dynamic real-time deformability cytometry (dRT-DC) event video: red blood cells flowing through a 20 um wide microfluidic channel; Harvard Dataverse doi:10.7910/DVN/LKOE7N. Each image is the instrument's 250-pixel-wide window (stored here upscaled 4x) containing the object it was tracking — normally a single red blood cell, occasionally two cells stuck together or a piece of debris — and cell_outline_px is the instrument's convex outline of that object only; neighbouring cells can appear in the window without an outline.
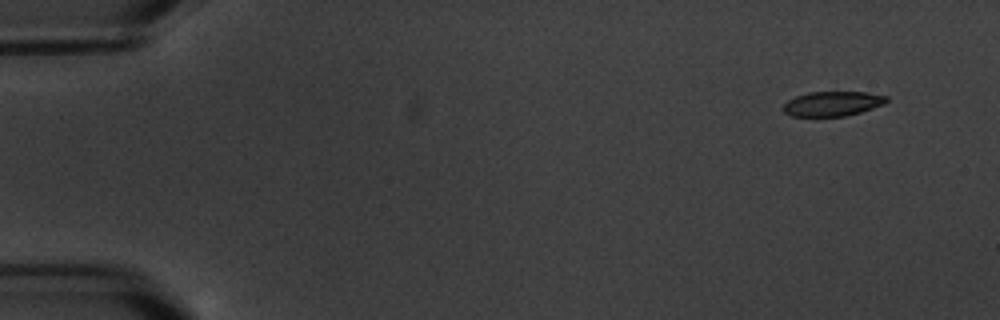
{"species": "common noctule bat (a hibernating species)", "species_latin": "Nyctalus noctula", "temperature_condition": "warm", "stored_images_in_passage": 5, "camera_frame_rate_fps": 3000, "um_per_image_px": 0.085, "animal": {"sex": "male", "body_mass_g": 20.1, "forearm_length_mm": 53.5}, "frame": {"image": 1, "passage_image": 1, "time_ms": 0.0, "image_size_px": [1000, 320], "cell_outline_px": [[888, 100], [884, 104], [860, 112], [844, 116], [792, 116], [784, 112], [780, 108], [788, 100], [796, 96], [808, 92], [868, 92], [888, 96]], "centroid_in_image_um": [70.75, 8.81], "position_along_channel_um": 14.3, "area_um2": 14.91}}
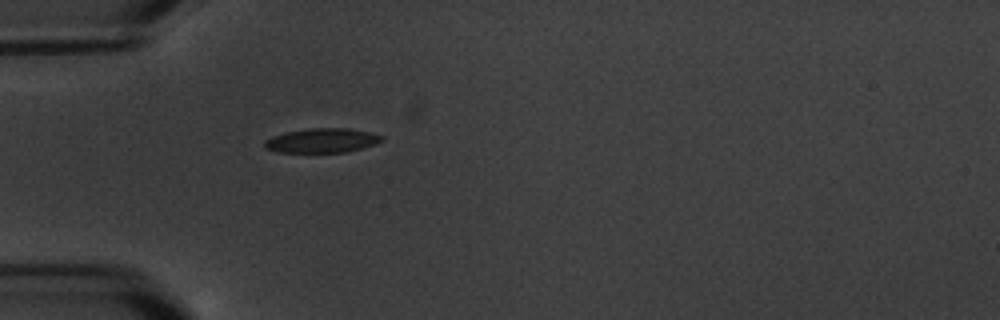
{"frame": {"image": 2, "passage_image": 5, "time_ms": 4.667, "image_size_px": [1000, 320], "cell_outline_px": [[384, 140], [376, 144], [348, 152], [276, 152], [264, 148], [264, 140], [272, 136], [284, 132], [312, 128], [348, 128], [368, 132], [384, 136]], "centroid_in_image_um": [27.36, 11.94], "position_along_channel_um": 57.6, "area_um2": 16.76}}